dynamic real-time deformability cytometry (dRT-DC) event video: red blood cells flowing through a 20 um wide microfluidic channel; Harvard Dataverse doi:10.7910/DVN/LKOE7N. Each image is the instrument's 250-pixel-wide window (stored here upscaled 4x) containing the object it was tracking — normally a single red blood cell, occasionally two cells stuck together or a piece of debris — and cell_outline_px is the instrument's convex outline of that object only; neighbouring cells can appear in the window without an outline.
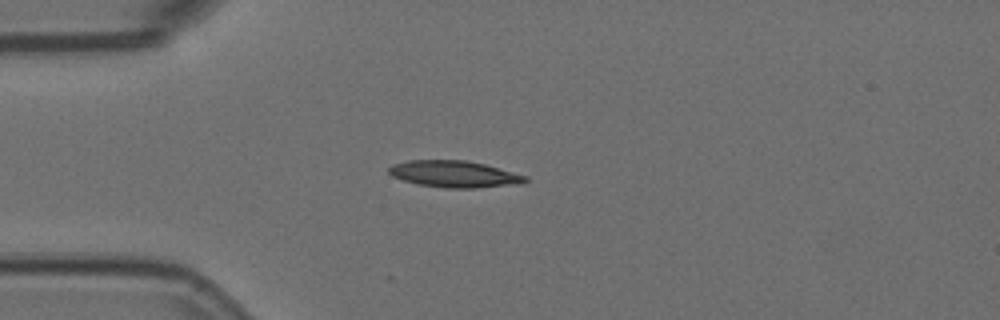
{"species": "Egyptian fruit bat (a non-hibernating species)", "species_latin": "Rousettus aegyptiacus", "temperature_condition": "room temperature", "stored_images_in_passage": 2, "camera_frame_rate_fps": 3000, "um_per_image_px": 0.085, "animal": {"sex": "female"}, "frame": {"image": 1, "passage_image": 2, "time_ms": 0.333, "image_size_px": [1000, 320], "cell_outline_px": [[528, 180], [524, 184], [476, 188], [444, 188], [416, 184], [392, 176], [388, 172], [388, 168], [392, 164], [408, 160], [464, 160], [484, 164], [528, 176]], "centroid_in_image_um": [38.63, 14.8], "position_along_channel_um": 46.4, "area_um2": 21.39}}